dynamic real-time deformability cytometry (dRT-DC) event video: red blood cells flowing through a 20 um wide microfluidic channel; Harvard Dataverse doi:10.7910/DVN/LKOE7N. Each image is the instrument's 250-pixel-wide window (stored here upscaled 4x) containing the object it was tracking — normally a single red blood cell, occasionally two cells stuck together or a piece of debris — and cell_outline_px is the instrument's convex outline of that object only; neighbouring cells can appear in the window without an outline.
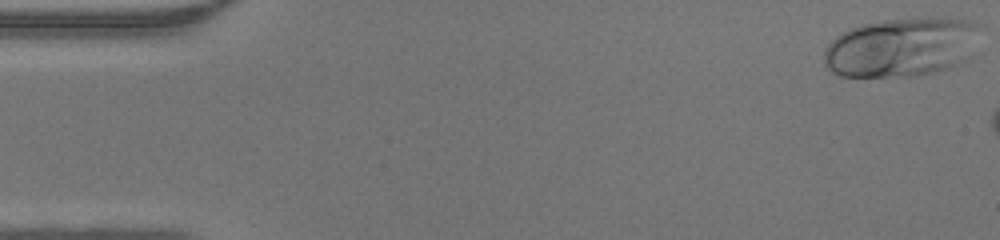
{"species": "human", "species_latin": "Homo sapiens", "temperature_condition": "warm", "stored_images_in_passage": 7, "camera_frame_rate_fps": 3000, "um_per_image_px": 0.085, "donor": {"sex": "male"}, "frame": {"image": 1, "passage_image": 1, "time_ms": 0.0, "image_size_px": [1000, 240], "cell_outline_px": [[976, 24], [964, 60], [948, 68], [936, 72], [912, 76], [840, 76], [832, 72], [824, 64], [824, 48], [836, 36], [852, 28], [864, 24], [884, 20], [928, 16], [964, 20]], "centroid_in_image_um": [76.47, 4.01], "position_along_channel_um": 8.5, "area_um2": 52.6}}